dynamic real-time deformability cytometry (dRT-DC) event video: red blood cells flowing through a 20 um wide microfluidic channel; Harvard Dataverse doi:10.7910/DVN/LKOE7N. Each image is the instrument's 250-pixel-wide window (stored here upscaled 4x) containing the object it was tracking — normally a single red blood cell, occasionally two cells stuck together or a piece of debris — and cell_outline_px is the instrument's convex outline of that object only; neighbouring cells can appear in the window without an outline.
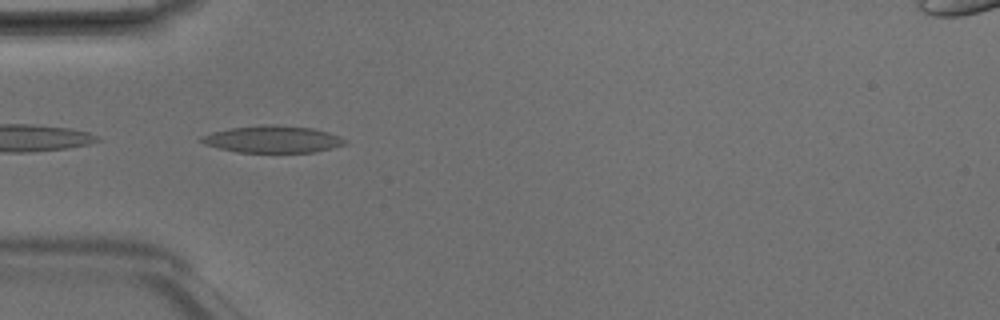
{"species": "Egyptian fruit bat (a non-hibernating species)", "species_latin": "Rousettus aegyptiacus", "temperature_condition": "room temperature", "stored_images_in_passage": 6, "camera_frame_rate_fps": 3000, "um_per_image_px": 0.085, "animal": {"sex": "male"}, "frame": {"image": 1, "passage_image": 4, "time_ms": 1.0, "image_size_px": [1000, 320], "cell_outline_px": [[348, 144], [316, 152], [236, 152], [204, 144], [200, 140], [200, 136], [212, 132], [228, 128], [260, 124], [276, 124], [312, 128], [328, 132], [340, 136], [348, 140]], "centroid_in_image_um": [23.2, 11.82], "position_along_channel_um": 61.8, "area_um2": 22.89}}